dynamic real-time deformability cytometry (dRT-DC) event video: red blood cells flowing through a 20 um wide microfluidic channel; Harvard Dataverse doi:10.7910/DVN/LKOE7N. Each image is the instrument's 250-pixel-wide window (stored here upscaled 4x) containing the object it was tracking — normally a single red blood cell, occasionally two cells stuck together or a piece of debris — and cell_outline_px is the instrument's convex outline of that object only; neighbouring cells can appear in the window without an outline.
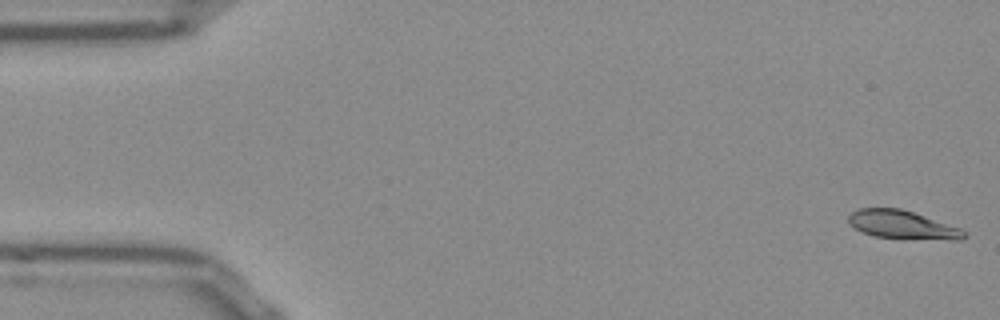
{"species": "Egyptian fruit bat (a non-hibernating species)", "species_latin": "Rousettus aegyptiacus", "temperature_condition": "room temperature", "stored_images_in_passage": 52, "camera_frame_rate_fps": 3000, "um_per_image_px": 0.085, "frame": {"image": 1, "passage_image": 1, "time_ms": 0.0, "image_size_px": [1000, 320], "cell_outline_px": [[968, 236], [960, 240], [956, 240], [876, 236], [864, 232], [856, 228], [848, 220], [848, 216], [852, 212], [860, 208], [900, 208], [960, 228]], "centroid_in_image_um": [76.72, 19.09], "position_along_channel_um": 8.3, "area_um2": 18.44}}
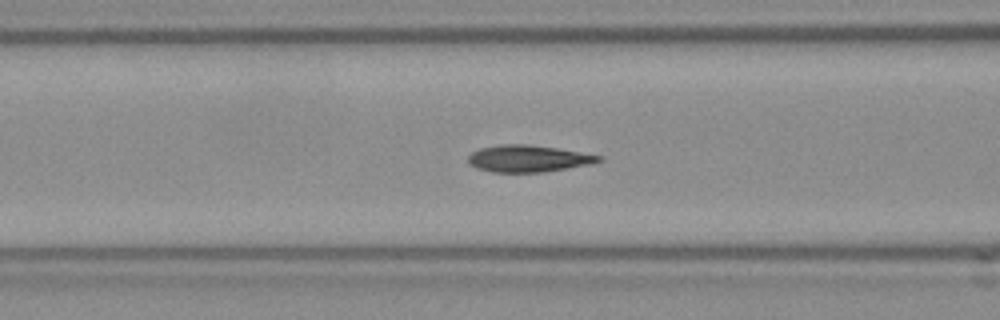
{"frame": {"image": 2, "passage_image": 20, "time_ms": 6.333, "image_size_px": [1000, 320], "cell_outline_px": [[604, 160], [592, 164], [544, 172], [492, 172], [476, 168], [468, 164], [468, 156], [472, 152], [480, 148], [500, 144], [528, 144], [556, 148], [604, 156]], "centroid_in_image_um": [44.91, 13.48], "position_along_channel_um": 121.7, "area_um2": 20.58}}
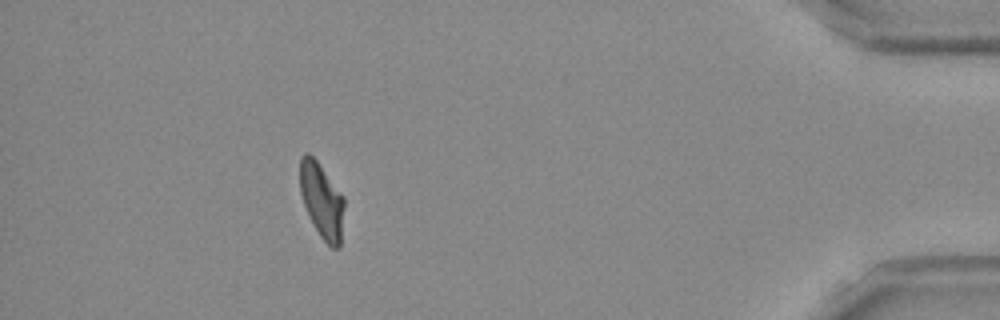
{"frame": {"image": 3, "passage_image": 47, "time_ms": 15.333, "image_size_px": [1000, 320], "cell_outline_px": [[344, 208], [340, 248], [332, 248], [320, 236], [304, 204], [300, 192], [300, 156], [304, 152], [308, 152], [316, 160], [344, 196]], "centroid_in_image_um": [27.36, 17.02], "position_along_channel_um": 407.8, "area_um2": 19.19}, "authors_computed_cell_mechanics": {"area_um2": 20.0277, "velocity_mm_per_s": 3.83, "shape_relaxation_time_tau1_ms": 8.7945, "shape_relaxation_time_tau2_ms": 1.5261, "deformation_change_tau1": 0.2513, "deformation_change_tau2": 0.0605}}